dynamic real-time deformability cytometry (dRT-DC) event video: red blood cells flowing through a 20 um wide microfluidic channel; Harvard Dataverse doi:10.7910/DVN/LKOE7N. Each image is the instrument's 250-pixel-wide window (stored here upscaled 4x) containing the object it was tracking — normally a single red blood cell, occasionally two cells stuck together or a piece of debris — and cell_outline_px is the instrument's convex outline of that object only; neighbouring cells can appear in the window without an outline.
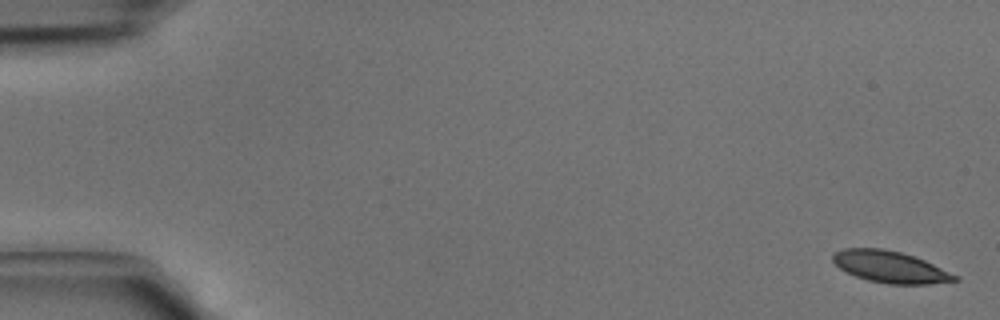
{"species": "common noctule bat (a hibernating species)", "species_latin": "Nyctalus noctula", "temperature_condition": "cold", "stored_images_in_passage": 9, "camera_frame_rate_fps": 3000, "um_per_image_px": 0.085, "animal": {"sex": "male", "body_mass_g": 15.6}, "frame": {"image": 1, "passage_image": 1, "time_ms": 0.0, "image_size_px": [1000, 320], "cell_outline_px": [[960, 280], [928, 284], [888, 284], [868, 280], [856, 276], [840, 268], [832, 260], [832, 256], [836, 252], [844, 248], [884, 248], [900, 252], [924, 260], [960, 276]], "centroid_in_image_um": [75.7, 22.69], "position_along_channel_um": 9.3, "area_um2": 22.37}}